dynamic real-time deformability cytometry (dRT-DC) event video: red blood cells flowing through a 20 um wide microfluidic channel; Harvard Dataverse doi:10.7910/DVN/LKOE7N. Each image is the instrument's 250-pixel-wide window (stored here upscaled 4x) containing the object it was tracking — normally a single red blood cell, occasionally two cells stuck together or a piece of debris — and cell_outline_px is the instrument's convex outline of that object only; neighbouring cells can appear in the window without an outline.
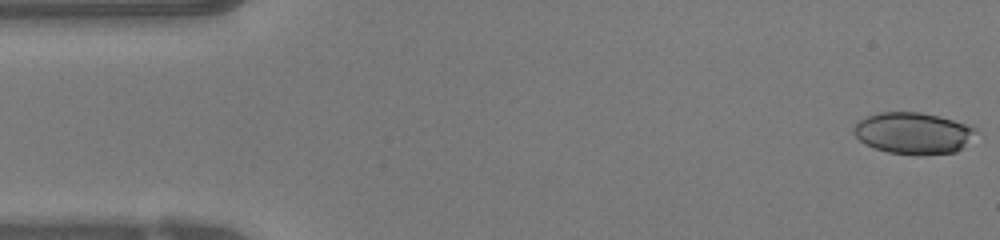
{"species": "human", "species_latin": "Homo sapiens", "temperature_condition": "warm", "stored_images_in_passage": 49, "camera_frame_rate_fps": 3000, "um_per_image_px": 0.085, "donor": {"sex": "female"}, "frame": {"image": 1, "passage_image": 1, "time_ms": 0.0, "image_size_px": [1000, 240], "cell_outline_px": [[976, 132], [956, 152], [920, 156], [916, 156], [888, 152], [864, 144], [852, 132], [852, 128], [856, 120], [864, 116], [880, 112], [920, 112], [972, 124], [976, 128]], "centroid_in_image_um": [77.57, 11.31], "position_along_channel_um": 7.4, "area_um2": 29.94}}
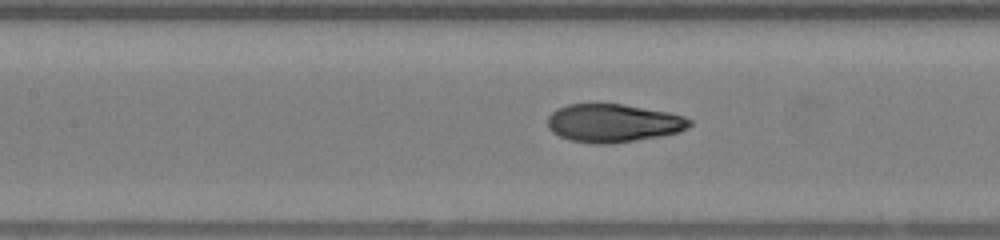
{"frame": {"image": 2, "passage_image": 21, "time_ms": 6.667, "image_size_px": [1000, 240], "cell_outline_px": [[692, 124], [688, 128], [680, 132], [660, 136], [608, 144], [596, 144], [572, 140], [560, 136], [552, 132], [548, 128], [548, 116], [556, 108], [568, 104], [624, 104], [668, 112], [684, 116], [692, 120]], "centroid_in_image_um": [52.14, 10.45], "position_along_channel_um": 155.3, "area_um2": 31.62}}
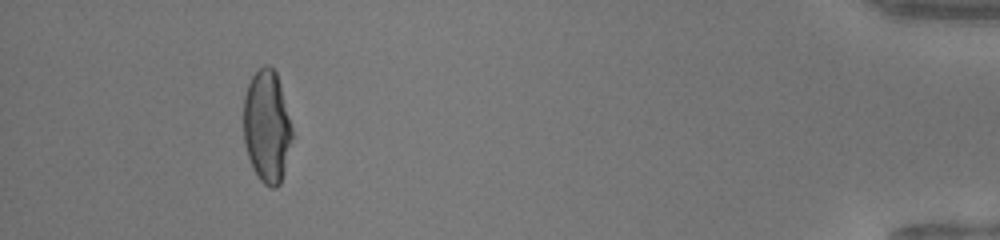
{"frame": {"image": 3, "passage_image": 45, "time_ms": 14.667, "image_size_px": [1000, 240], "cell_outline_px": [[292, 136], [284, 172], [280, 184], [276, 188], [272, 188], [264, 184], [260, 180], [252, 168], [244, 144], [244, 96], [248, 84], [252, 76], [264, 64], [268, 64], [276, 72], [280, 84], [292, 128]], "centroid_in_image_um": [22.67, 10.76], "position_along_channel_um": 412.5, "area_um2": 31.73}, "authors_computed_cell_mechanics": {"area_um2": 31.4432, "velocity_mm_per_s": 4.1378, "shape_relaxation_time_tau1_ms": 6.0752, "shape_relaxation_time_tau2_ms": 0.7289, "deformation_change_tau1": 0.291, "deformation_change_tau2": 0.053}}